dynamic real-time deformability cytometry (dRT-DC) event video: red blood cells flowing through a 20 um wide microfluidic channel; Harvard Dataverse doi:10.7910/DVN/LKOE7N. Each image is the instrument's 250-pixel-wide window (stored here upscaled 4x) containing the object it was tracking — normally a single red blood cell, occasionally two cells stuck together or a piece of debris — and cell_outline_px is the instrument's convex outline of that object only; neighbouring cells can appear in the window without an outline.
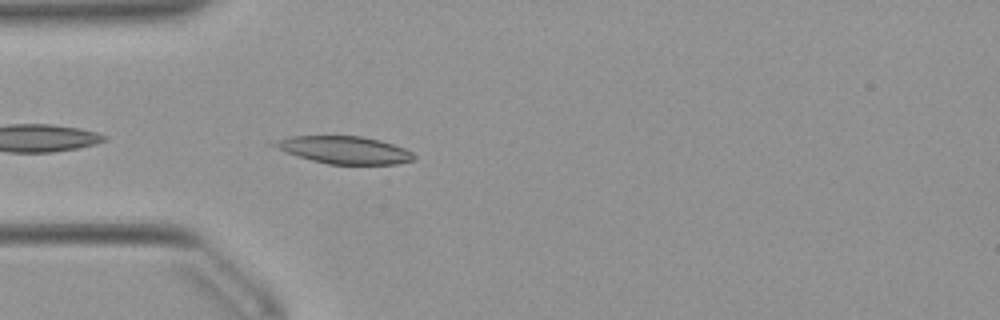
{"species": "Egyptian fruit bat (a non-hibernating species)", "species_latin": "Rousettus aegyptiacus", "temperature_condition": "warm", "stored_images_in_passage": 15, "camera_frame_rate_fps": 3000, "um_per_image_px": 0.085, "animal": {"sex": "female"}, "frame": {"image": 1, "passage_image": 3, "time_ms": 0.667, "image_size_px": [1000, 320], "cell_outline_px": [[416, 160], [396, 164], [328, 164], [296, 156], [284, 152], [268, 144], [288, 136], [360, 136], [380, 140], [404, 148], [412, 152], [416, 156]], "centroid_in_image_um": [29.25, 12.75], "position_along_channel_um": 55.7, "area_um2": 22.43}}